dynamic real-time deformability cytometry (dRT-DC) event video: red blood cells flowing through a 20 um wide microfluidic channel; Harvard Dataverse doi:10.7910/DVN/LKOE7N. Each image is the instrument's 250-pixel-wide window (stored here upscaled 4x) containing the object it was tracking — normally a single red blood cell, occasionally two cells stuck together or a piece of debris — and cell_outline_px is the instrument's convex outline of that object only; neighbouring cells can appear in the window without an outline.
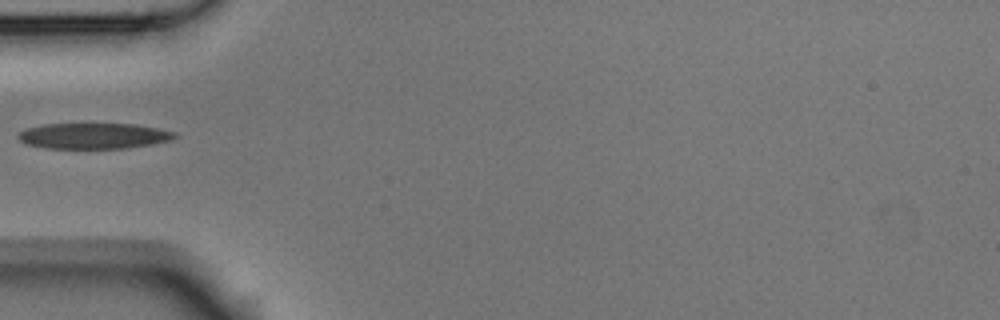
{"species": "Egyptian fruit bat (a non-hibernating species)", "species_latin": "Rousettus aegyptiacus", "temperature_condition": "room temperature", "stored_images_in_passage": 4, "camera_frame_rate_fps": 3000, "um_per_image_px": 0.085, "animal": {"sex": "male"}, "frame": {"image": 1, "passage_image": 4, "time_ms": 1.0, "image_size_px": [1000, 320], "cell_outline_px": [[180, 136], [168, 140], [152, 144], [124, 148], [48, 148], [28, 144], [20, 140], [16, 136], [24, 128], [44, 124], [136, 124], [176, 132]], "centroid_in_image_um": [7.96, 11.54], "position_along_channel_um": 77.0, "area_um2": 23.35}}